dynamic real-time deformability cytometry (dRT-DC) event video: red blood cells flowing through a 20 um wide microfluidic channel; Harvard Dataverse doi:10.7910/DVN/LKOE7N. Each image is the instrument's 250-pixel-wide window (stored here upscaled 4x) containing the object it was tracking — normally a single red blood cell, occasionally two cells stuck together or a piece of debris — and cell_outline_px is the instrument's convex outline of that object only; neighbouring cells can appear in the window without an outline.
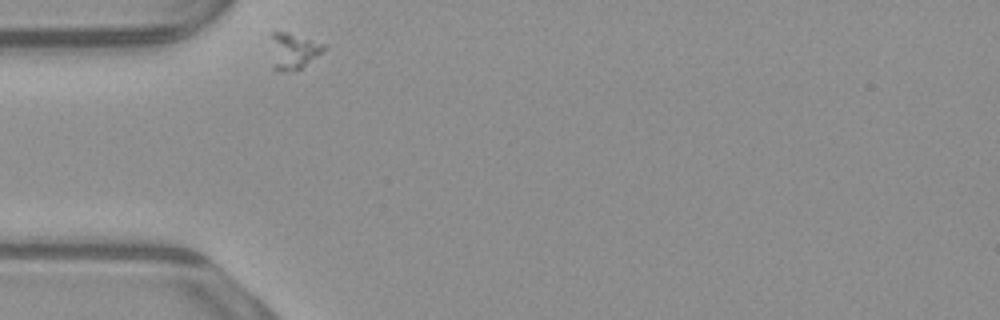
{"species": "common noctule bat (a hibernating species)", "species_latin": "Nyctalus noctula", "temperature_condition": "warm", "stored_images_in_passage": 30, "camera_frame_rate_fps": 3000, "um_per_image_px": 0.085, "animal": {"sex": "male", "body_mass_g": 23.1, "forearm_length_mm": 52.7}, "frame": {"image": 1, "passage_image": 1, "time_ms": 0.0, "image_size_px": [1000, 320], "cell_outline_px": [[328, 44], [320, 52], [300, 68], [284, 72], [276, 72], [272, 68], [272, 32], [288, 32]], "centroid_in_image_um": [24.9, 4.33], "position_along_channel_um": 60.1, "area_um2": 11.04}}
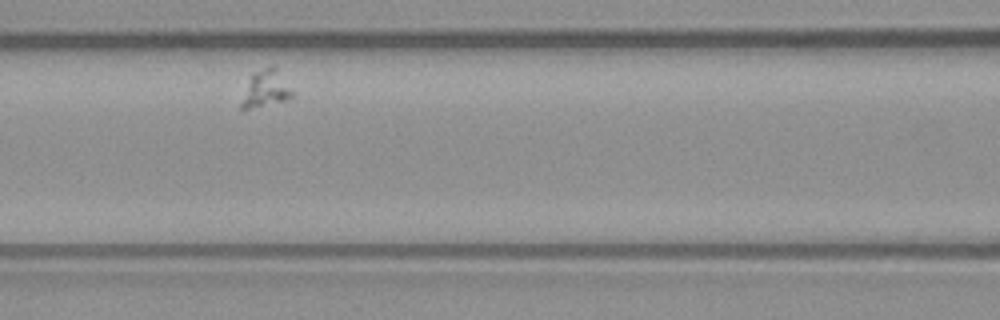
{"frame": {"image": 2, "passage_image": 9, "time_ms": 2.667, "image_size_px": [1000, 320], "cell_outline_px": [[296, 92], [292, 96], [284, 100], [248, 108], [240, 108], [240, 104], [252, 72], [272, 64], [276, 64]], "centroid_in_image_um": [22.66, 7.45], "position_along_channel_um": 143.9, "area_um2": 11.1}}
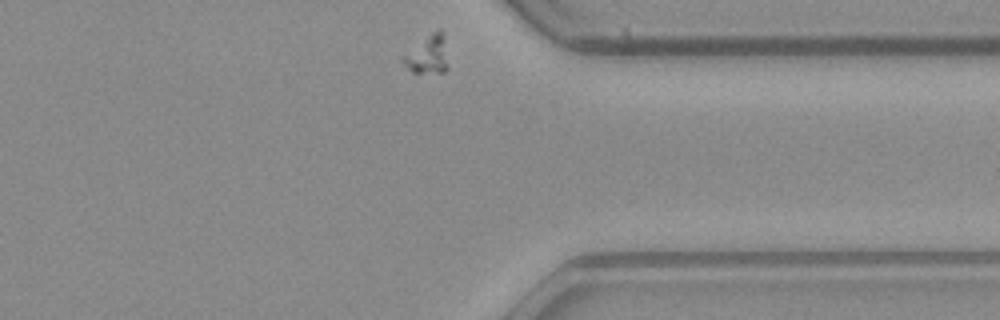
{"frame": {"image": 3, "passage_image": 30, "time_ms": 9.667, "image_size_px": [1000, 320], "cell_outline_px": [[448, 68], [444, 72], [412, 72], [400, 60], [400, 56], [432, 32], [440, 28], [444, 36], [448, 64]], "centroid_in_image_um": [36.34, 4.64], "position_along_channel_um": 375.1, "area_um2": 10.12}}